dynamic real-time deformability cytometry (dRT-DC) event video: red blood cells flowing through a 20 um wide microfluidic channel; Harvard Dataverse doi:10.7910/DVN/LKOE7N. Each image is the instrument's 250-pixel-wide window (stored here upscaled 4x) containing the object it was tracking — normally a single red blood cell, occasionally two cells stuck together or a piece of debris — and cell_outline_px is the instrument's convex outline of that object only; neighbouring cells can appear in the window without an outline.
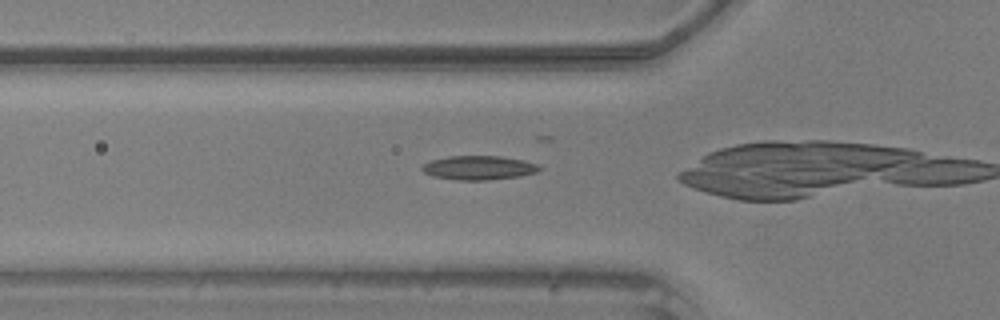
{"species": "common noctule bat (a hibernating species)", "species_latin": "Nyctalus noctula", "temperature_condition": "warm", "stored_images_in_passage": 15, "camera_frame_rate_fps": 3000, "um_per_image_px": 0.085, "animal": {"sex": "male", "body_mass_g": 20.5, "forearm_length_mm": 52.5}, "frame": {"image": 1, "passage_image": 13, "time_ms": 4.0, "image_size_px": [1000, 320], "cell_outline_px": [[540, 168], [536, 172], [520, 176], [484, 180], [460, 180], [432, 176], [424, 172], [420, 168], [424, 164], [432, 160], [448, 156], [500, 156], [524, 160], [536, 164]], "centroid_in_image_um": [40.67, 14.25], "position_along_channel_um": 85.1, "area_um2": 16.24}}